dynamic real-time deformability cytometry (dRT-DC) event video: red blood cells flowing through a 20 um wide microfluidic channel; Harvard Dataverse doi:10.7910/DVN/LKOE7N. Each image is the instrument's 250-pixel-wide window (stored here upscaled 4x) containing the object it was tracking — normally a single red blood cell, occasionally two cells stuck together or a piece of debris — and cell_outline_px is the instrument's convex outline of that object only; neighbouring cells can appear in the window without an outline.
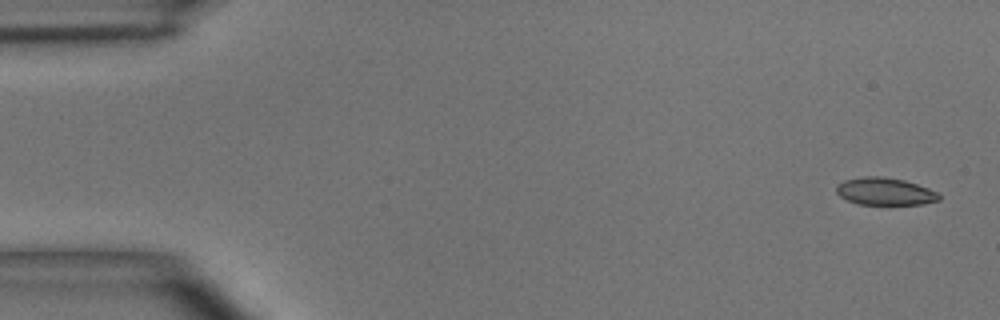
{"species": "common noctule bat (a hibernating species)", "species_latin": "Nyctalus noctula", "temperature_condition": "room temperature", "stored_images_in_passage": 8, "camera_frame_rate_fps": 3000, "um_per_image_px": 0.085, "animal": {"sex": "male", "body_mass_g": 15.6}, "frame": {"image": 1, "passage_image": 1, "time_ms": 0.0, "image_size_px": [1000, 320], "cell_outline_px": [[940, 200], [924, 204], [856, 204], [840, 196], [836, 192], [836, 184], [844, 180], [864, 176], [880, 176], [904, 180], [928, 188], [936, 192], [940, 196]], "centroid_in_image_um": [75.19, 16.27], "position_along_channel_um": 9.8, "area_um2": 16.36}}
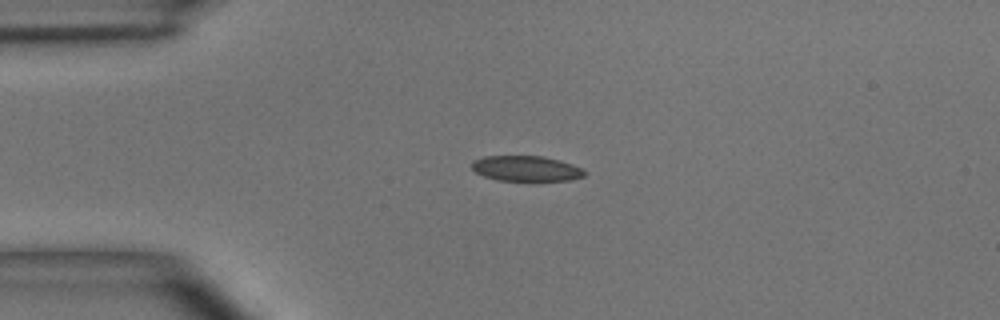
{"frame": {"image": 2, "passage_image": 4, "time_ms": 3.333, "image_size_px": [1000, 320], "cell_outline_px": [[588, 172], [584, 176], [568, 180], [500, 180], [484, 176], [476, 172], [472, 168], [472, 160], [484, 156], [544, 156], [560, 160], [572, 164]], "centroid_in_image_um": [44.72, 14.31], "position_along_channel_um": 40.3, "area_um2": 16.53}}
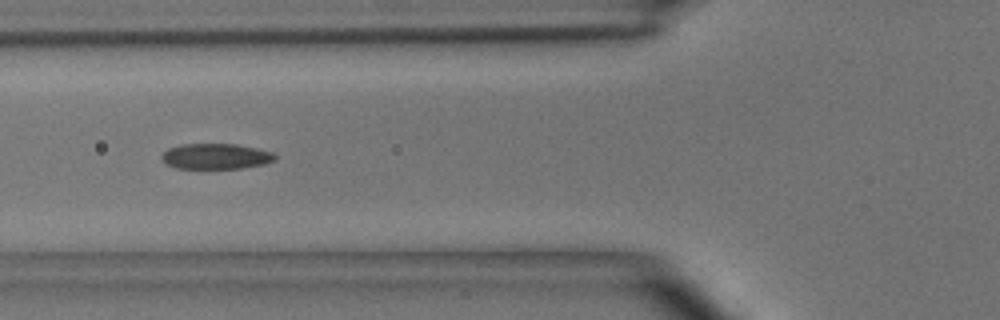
{"frame": {"image": 3, "passage_image": 6, "time_ms": 5.667, "image_size_px": [1000, 320], "cell_outline_px": [[276, 160], [264, 164], [240, 168], [176, 168], [164, 164], [160, 160], [160, 156], [168, 148], [180, 144], [236, 144], [256, 148], [272, 152], [276, 156]], "centroid_in_image_um": [18.3, 13.28], "position_along_channel_um": 107.5, "area_um2": 16.99}}